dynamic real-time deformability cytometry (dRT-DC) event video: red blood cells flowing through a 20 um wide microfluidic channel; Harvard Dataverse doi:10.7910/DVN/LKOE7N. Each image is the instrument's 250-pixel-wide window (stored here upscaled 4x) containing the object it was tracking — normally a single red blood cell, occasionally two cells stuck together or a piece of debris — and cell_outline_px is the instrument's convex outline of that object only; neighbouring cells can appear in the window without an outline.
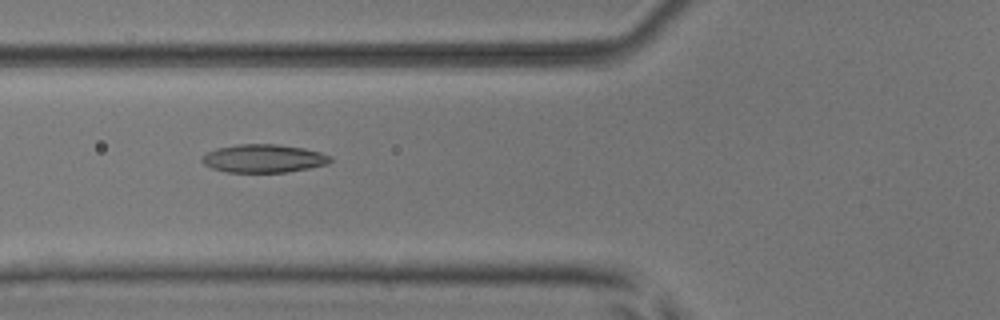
{"species": "common noctule bat (a hibernating species)", "species_latin": "Nyctalus noctula", "temperature_condition": "room temperature", "stored_images_in_passage": 8, "camera_frame_rate_fps": 3000, "um_per_image_px": 0.085, "animal": {"sex": "male", "body_mass_g": 17.9, "forearm_length_mm": 54.2}, "frame": {"image": 1, "passage_image": 6, "time_ms": 1.667, "image_size_px": [1000, 320], "cell_outline_px": [[332, 160], [328, 164], [288, 172], [228, 172], [212, 168], [204, 164], [200, 160], [208, 152], [216, 148], [240, 144], [276, 144], [304, 148], [320, 152], [332, 156]], "centroid_in_image_um": [22.43, 13.47], "position_along_channel_um": 103.4, "area_um2": 21.04}}
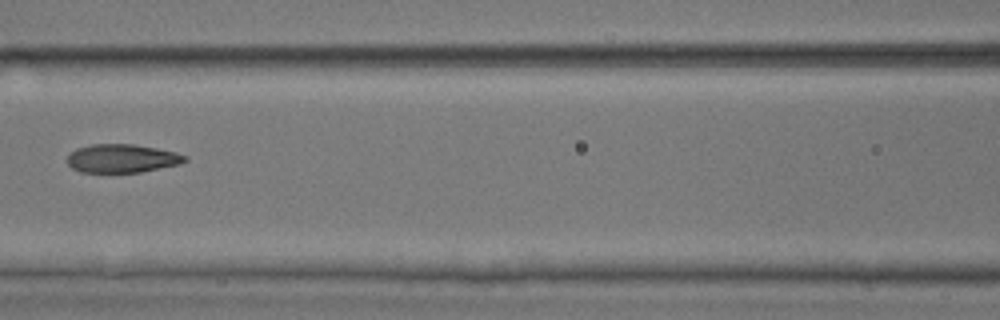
{"frame": {"image": 2, "passage_image": 7, "time_ms": 2.0, "image_size_px": [1000, 320], "cell_outline_px": [[188, 160], [180, 164], [140, 172], [80, 172], [72, 168], [68, 164], [68, 156], [76, 148], [92, 144], [132, 144], [156, 148], [176, 152], [188, 156]], "centroid_in_image_um": [10.39, 13.46], "position_along_channel_um": 156.2, "area_um2": 19.48}}
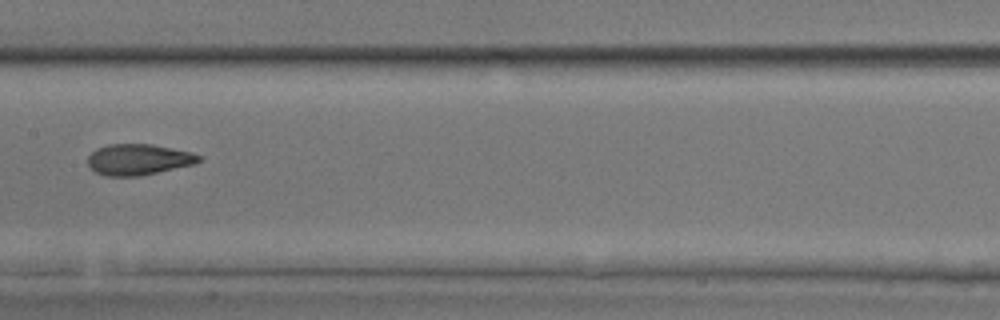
{"frame": {"image": 3, "passage_image": 8, "time_ms": 2.333, "image_size_px": [1000, 320], "cell_outline_px": [[204, 156], [196, 164], [140, 176], [108, 176], [96, 172], [88, 164], [88, 156], [96, 148], [108, 144], [152, 144], [192, 152]], "centroid_in_image_um": [11.81, 13.55], "position_along_channel_um": 195.6, "area_um2": 20.17}}